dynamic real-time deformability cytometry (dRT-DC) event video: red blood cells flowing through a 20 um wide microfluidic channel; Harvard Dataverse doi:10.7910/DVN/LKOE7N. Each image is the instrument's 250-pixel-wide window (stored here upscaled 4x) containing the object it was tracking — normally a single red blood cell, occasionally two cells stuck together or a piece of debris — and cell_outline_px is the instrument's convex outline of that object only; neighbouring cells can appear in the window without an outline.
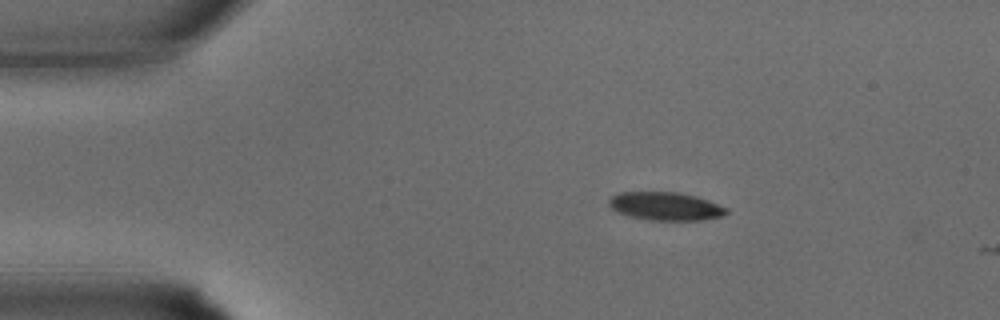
{"species": "common noctule bat (a hibernating species)", "species_latin": "Nyctalus noctula", "temperature_condition": "warm", "stored_images_in_passage": 2, "camera_frame_rate_fps": 3000, "um_per_image_px": 0.085, "animal": {"sex": "male", "body_mass_g": 15.6}, "frame": {"image": 1, "passage_image": 1, "time_ms": 0.0, "image_size_px": [1000, 320], "cell_outline_px": [[728, 212], [720, 216], [704, 220], [652, 220], [632, 216], [620, 212], [612, 208], [608, 204], [608, 200], [612, 196], [620, 192], [680, 192], [696, 196], [708, 200], [728, 208]], "centroid_in_image_um": [56.6, 17.52], "position_along_channel_um": 28.4, "area_um2": 19.13}}